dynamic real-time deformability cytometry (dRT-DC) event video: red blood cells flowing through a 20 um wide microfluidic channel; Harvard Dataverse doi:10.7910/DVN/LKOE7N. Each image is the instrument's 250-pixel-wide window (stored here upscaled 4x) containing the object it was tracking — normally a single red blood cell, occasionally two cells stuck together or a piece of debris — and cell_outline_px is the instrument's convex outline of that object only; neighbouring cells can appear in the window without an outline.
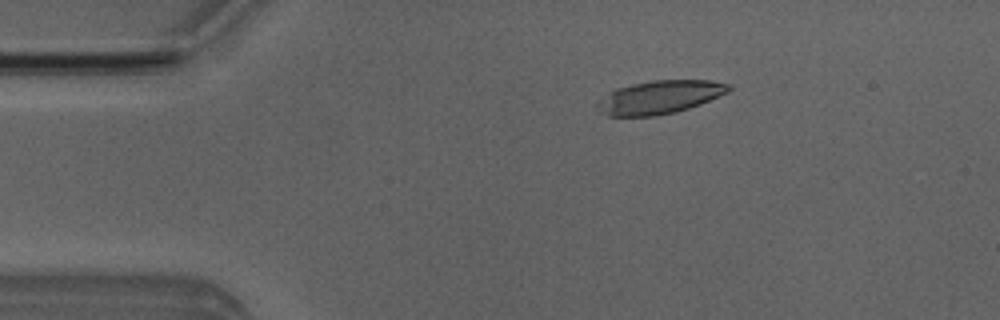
{"species": "Egyptian fruit bat (a non-hibernating species)", "species_latin": "Rousettus aegyptiacus", "temperature_condition": "room temperature", "stored_images_in_passage": 4, "camera_frame_rate_fps": 3000, "um_per_image_px": 0.085, "animal": {"sex": "male"}, "frame": {"image": 1, "passage_image": 2, "time_ms": 2.0, "image_size_px": [1000, 320], "cell_outline_px": [[732, 88], [728, 92], [700, 104], [676, 112], [656, 116], [608, 116], [596, 104], [596, 100], [608, 92], [616, 88], [632, 84], [652, 80], [708, 80], [732, 84]], "centroid_in_image_um": [56.07, 8.25], "position_along_channel_um": 28.9, "area_um2": 25.49}}